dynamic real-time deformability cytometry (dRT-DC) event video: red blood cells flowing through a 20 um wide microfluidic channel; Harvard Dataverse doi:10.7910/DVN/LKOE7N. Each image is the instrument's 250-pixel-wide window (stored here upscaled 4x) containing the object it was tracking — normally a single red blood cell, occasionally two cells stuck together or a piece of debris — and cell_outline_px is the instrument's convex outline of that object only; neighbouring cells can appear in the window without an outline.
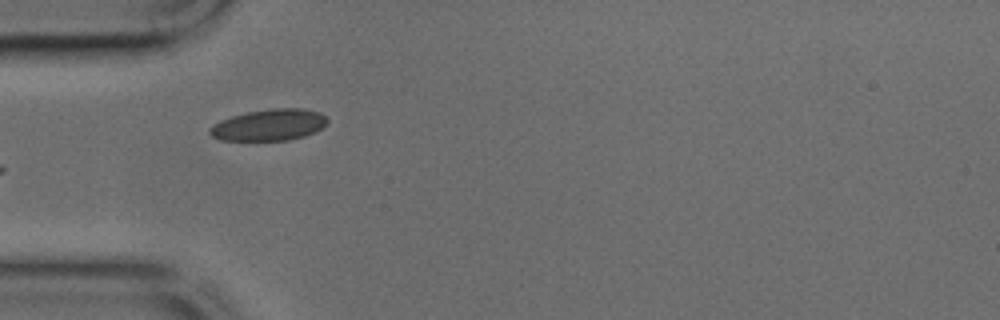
{"species": "common noctule bat (a hibernating species)", "species_latin": "Nyctalus noctula", "temperature_condition": "cold", "stored_images_in_passage": 32, "camera_frame_rate_fps": 3000, "um_per_image_px": 0.085, "animal": {"sex": "male", "body_mass_g": 17.9, "forearm_length_mm": 54.2}, "frame": {"image": 1, "passage_image": 1, "time_ms": 0.0, "image_size_px": [1000, 320], "cell_outline_px": [[328, 124], [316, 132], [304, 136], [288, 140], [220, 140], [212, 136], [208, 132], [208, 128], [212, 124], [220, 120], [232, 116], [248, 112], [272, 108], [304, 108], [320, 112], [328, 120]], "centroid_in_image_um": [22.88, 10.61], "position_along_channel_um": 62.1, "area_um2": 21.73}}